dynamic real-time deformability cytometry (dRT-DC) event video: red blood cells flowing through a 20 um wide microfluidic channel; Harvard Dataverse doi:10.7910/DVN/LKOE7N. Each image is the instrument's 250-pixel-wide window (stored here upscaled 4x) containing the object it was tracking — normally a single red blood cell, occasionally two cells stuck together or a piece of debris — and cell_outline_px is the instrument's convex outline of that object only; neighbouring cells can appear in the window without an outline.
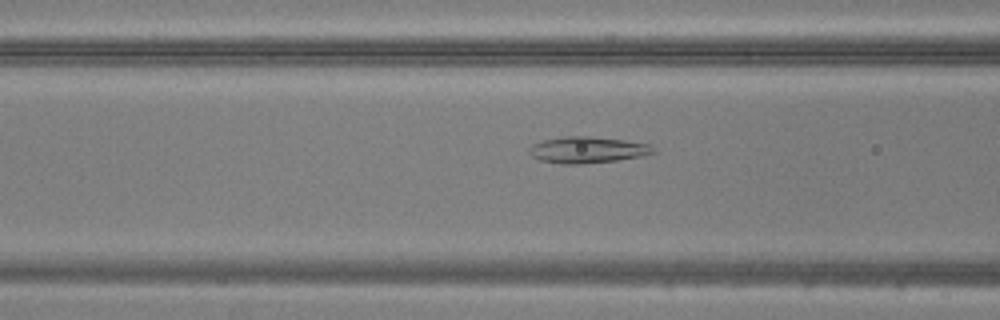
{"species": "common noctule bat (a hibernating species)", "species_latin": "Nyctalus noctula", "temperature_condition": "warm", "stored_images_in_passage": 34, "camera_frame_rate_fps": 3000, "um_per_image_px": 0.085, "animal": {"sex": "male", "body_mass_g": 20.5, "forearm_length_mm": 52.5}, "frame": {"image": 1, "passage_image": 4, "time_ms": 1.0, "image_size_px": [1000, 320], "cell_outline_px": [[656, 152], [644, 156], [616, 160], [580, 164], [560, 164], [540, 160], [532, 156], [528, 152], [528, 148], [532, 144], [544, 140], [564, 136], [588, 136], [624, 140], [648, 144]], "centroid_in_image_um": [49.89, 12.74], "position_along_channel_um": 116.7, "area_um2": 19.02}}
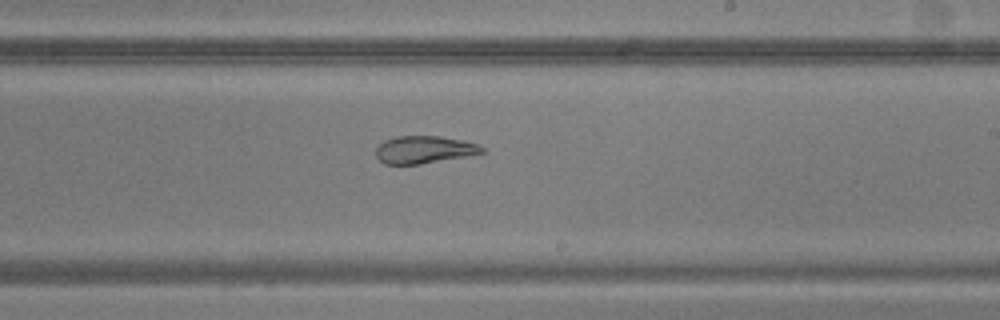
{"frame": {"image": 2, "passage_image": 14, "time_ms": 4.333, "image_size_px": [1000, 320], "cell_outline_px": [[488, 152], [420, 164], [384, 164], [376, 156], [376, 148], [384, 140], [396, 136], [440, 136], [464, 140], [476, 144], [484, 148]], "centroid_in_image_um": [36.06, 12.71], "position_along_channel_um": 252.9, "area_um2": 16.99}}
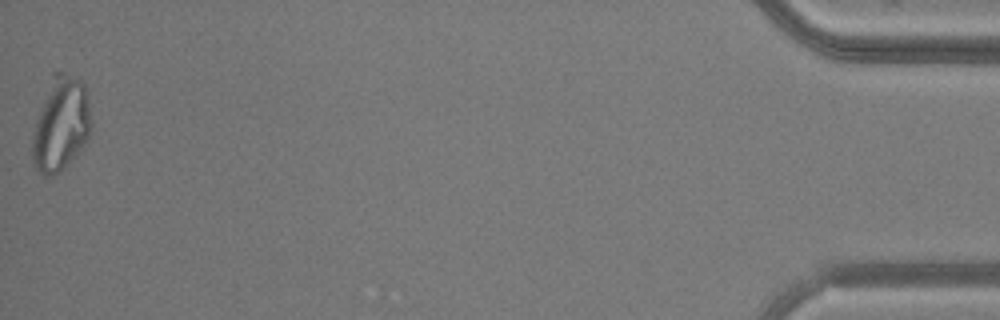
{"frame": {"image": 3, "passage_image": 34, "time_ms": 11.0, "image_size_px": [1000, 320], "cell_outline_px": [[92, 128], [88, 136], [76, 156], [52, 176], [44, 176], [32, 164], [32, 140], [36, 120], [52, 72], [64, 72], [80, 80], [84, 84], [92, 120]], "centroid_in_image_um": [5.16, 10.54], "position_along_channel_um": 430.0, "area_um2": 32.02}}